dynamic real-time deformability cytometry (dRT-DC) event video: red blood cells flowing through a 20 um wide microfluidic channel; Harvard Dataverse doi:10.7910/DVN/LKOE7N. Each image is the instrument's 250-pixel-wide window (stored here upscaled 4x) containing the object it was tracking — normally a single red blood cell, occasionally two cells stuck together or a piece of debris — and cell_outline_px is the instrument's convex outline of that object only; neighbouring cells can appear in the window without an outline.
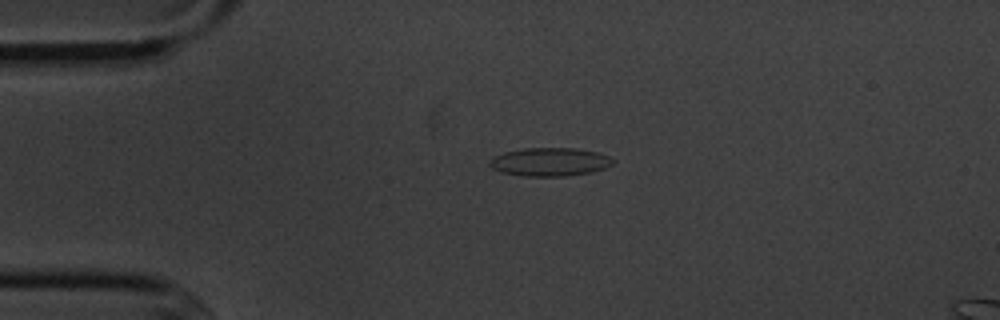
{"species": "common noctule bat (a hibernating species)", "species_latin": "Nyctalus noctula", "temperature_condition": "cold", "stored_images_in_passage": 6, "camera_frame_rate_fps": 3000, "um_per_image_px": 0.085, "animal": {"sex": "male", "body_mass_g": 20.1, "forearm_length_mm": 53.5}, "frame": {"image": 1, "passage_image": 6, "time_ms": 6.0, "image_size_px": [1000, 320], "cell_outline_px": [[616, 160], [612, 164], [604, 168], [588, 172], [564, 176], [524, 176], [500, 172], [492, 168], [488, 164], [488, 160], [492, 156], [504, 152], [524, 148], [576, 148], [596, 152], [608, 156]], "centroid_in_image_um": [46.67, 13.75], "position_along_channel_um": 38.3, "area_um2": 20.4}}